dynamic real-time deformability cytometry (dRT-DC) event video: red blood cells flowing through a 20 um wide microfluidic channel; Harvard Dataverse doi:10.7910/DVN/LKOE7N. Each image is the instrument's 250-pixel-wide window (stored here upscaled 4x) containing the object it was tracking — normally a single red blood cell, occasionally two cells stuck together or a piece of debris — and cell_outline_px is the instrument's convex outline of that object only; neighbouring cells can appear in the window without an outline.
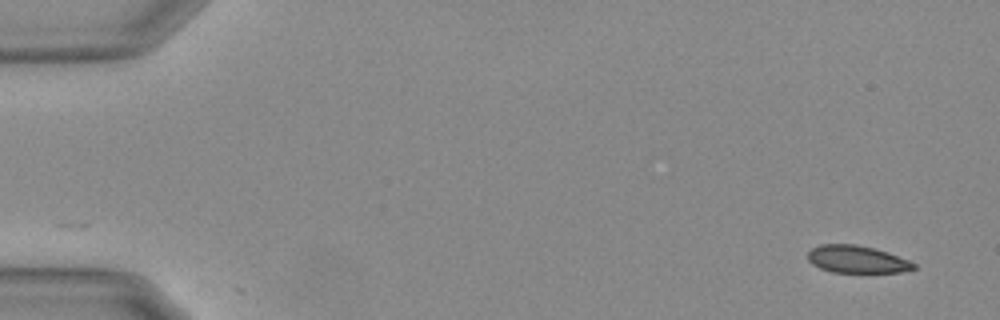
{"species": "Egyptian fruit bat (a non-hibernating species)", "species_latin": "Rousettus aegyptiacus", "temperature_condition": "warm", "stored_images_in_passage": 11, "camera_frame_rate_fps": 3000, "um_per_image_px": 0.085, "animal": {"sex": "female"}, "frame": {"image": 1, "passage_image": 1, "time_ms": 0.0, "image_size_px": [1000, 320], "cell_outline_px": [[916, 268], [900, 272], [832, 272], [820, 268], [812, 264], [808, 260], [808, 252], [812, 248], [820, 244], [856, 244], [888, 252], [908, 260], [916, 264]], "centroid_in_image_um": [72.82, 22.04], "position_along_channel_um": 12.2, "area_um2": 16.82}}